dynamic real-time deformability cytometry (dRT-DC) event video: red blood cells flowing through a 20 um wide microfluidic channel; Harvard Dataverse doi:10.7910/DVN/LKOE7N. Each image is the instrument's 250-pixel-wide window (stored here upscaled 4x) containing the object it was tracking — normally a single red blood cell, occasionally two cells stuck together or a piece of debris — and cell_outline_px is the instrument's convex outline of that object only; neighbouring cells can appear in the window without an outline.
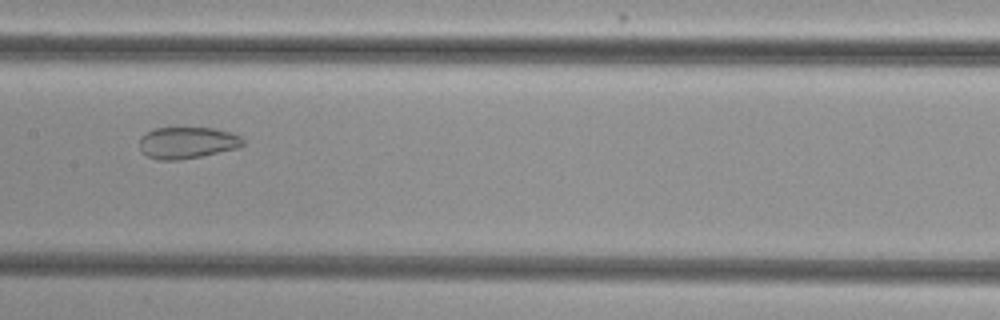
{"species": "common noctule bat (a hibernating species)", "species_latin": "Nyctalus noctula", "temperature_condition": "cold", "stored_images_in_passage": 35, "camera_frame_rate_fps": 3000, "um_per_image_px": 0.085, "animal": {"sex": "female", "body_mass_g": 29.2, "forearm_length_mm": 56.3}, "frame": {"image": 1, "passage_image": 16, "time_ms": 5.0, "image_size_px": [1000, 320], "cell_outline_px": [[244, 144], [236, 148], [200, 156], [180, 160], [160, 160], [148, 156], [140, 152], [140, 136], [156, 128], [212, 128], [228, 132], [240, 136], [244, 140]], "centroid_in_image_um": [15.88, 12.13], "position_along_channel_um": 191.5, "area_um2": 18.84}}
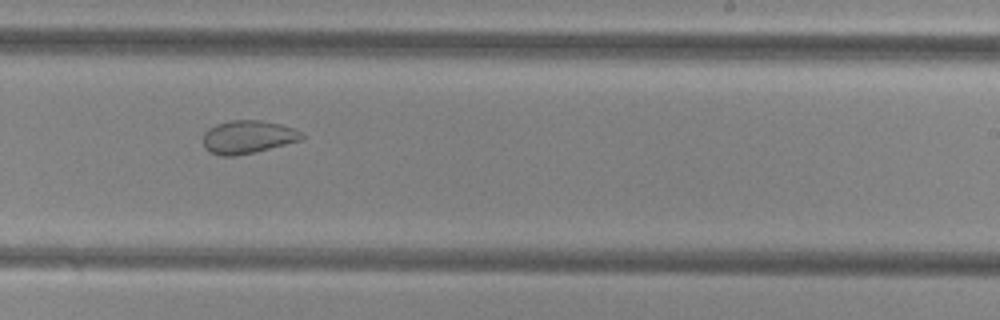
{"frame": {"image": 2, "passage_image": 22, "time_ms": 7.0, "image_size_px": [1000, 320], "cell_outline_px": [[304, 140], [256, 152], [236, 156], [220, 156], [204, 148], [204, 132], [208, 128], [216, 124], [232, 120], [260, 120], [280, 124], [304, 132]], "centroid_in_image_um": [21.11, 11.65], "position_along_channel_um": 267.9, "area_um2": 19.25}}
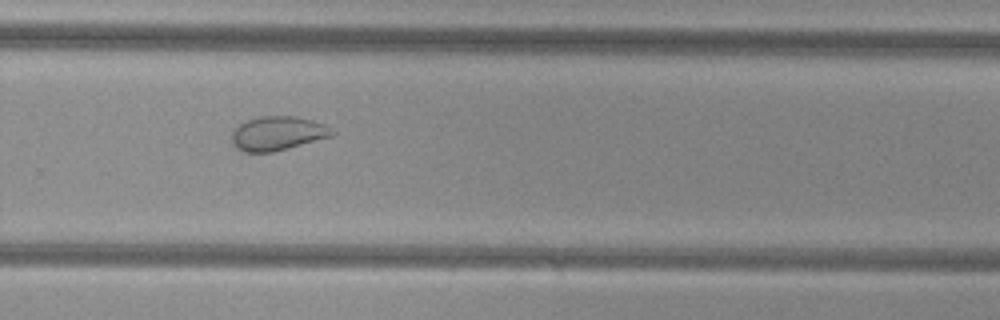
{"frame": {"image": 3, "passage_image": 25, "time_ms": 8.0, "image_size_px": [1000, 320], "cell_outline_px": [[336, 132], [332, 136], [288, 148], [272, 152], [244, 152], [236, 148], [232, 140], [232, 132], [240, 124], [248, 120], [260, 116], [296, 116], [312, 120], [324, 124], [332, 128]], "centroid_in_image_um": [23.62, 11.33], "position_along_channel_um": 306.2, "area_um2": 19.83}, "authors_computed_cell_mechanics": {"area_um2": 20.1144, "velocity_mm_per_s": 3.8311, "shape_relaxation_time_tau1_ms": null, "shape_relaxation_time_tau2_ms": 2.1197, "deformation_change_tau1": null, "deformation_change_tau2": 0.0712}}